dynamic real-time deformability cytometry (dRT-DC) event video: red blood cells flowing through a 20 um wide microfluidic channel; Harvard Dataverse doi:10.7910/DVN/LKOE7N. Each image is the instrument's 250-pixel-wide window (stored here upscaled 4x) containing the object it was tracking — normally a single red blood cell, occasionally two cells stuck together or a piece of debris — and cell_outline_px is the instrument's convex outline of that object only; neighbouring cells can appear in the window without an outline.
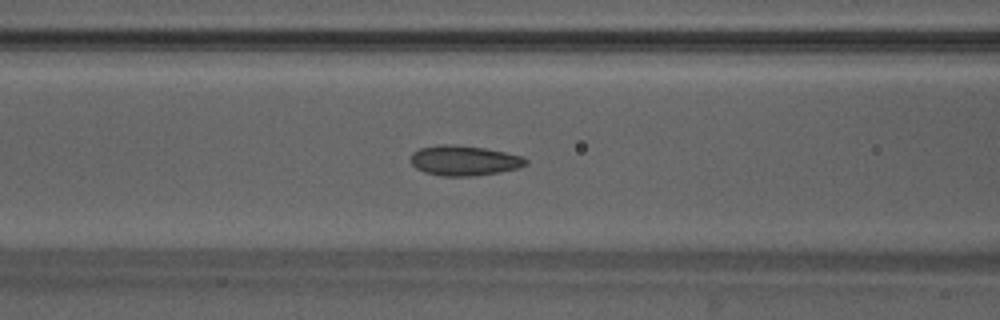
{"species": "Egyptian fruit bat (a non-hibernating species)", "species_latin": "Rousettus aegyptiacus", "temperature_condition": "warm", "stored_images_in_passage": 48, "camera_frame_rate_fps": 3000, "um_per_image_px": 0.085, "animal": {"sex": "male"}, "frame": {"image": 1, "passage_image": 19, "time_ms": 6.0, "image_size_px": [1000, 320], "cell_outline_px": [[528, 164], [516, 168], [500, 172], [472, 176], [444, 176], [424, 172], [416, 168], [408, 160], [412, 152], [420, 148], [436, 144], [448, 144], [484, 148], [524, 156], [528, 160]], "centroid_in_image_um": [39.42, 13.64], "position_along_channel_um": 127.2, "area_um2": 20.29}}
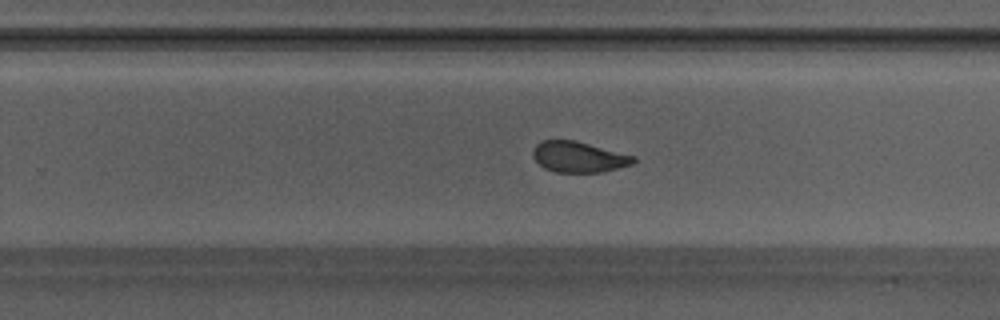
{"frame": {"image": 2, "passage_image": 30, "time_ms": 9.667, "image_size_px": [1000, 320], "cell_outline_px": [[636, 160], [632, 164], [604, 172], [556, 172], [544, 168], [532, 156], [532, 152], [536, 144], [540, 140], [576, 140], [636, 156]], "centroid_in_image_um": [49.19, 13.33], "position_along_channel_um": 280.6, "area_um2": 18.15}}
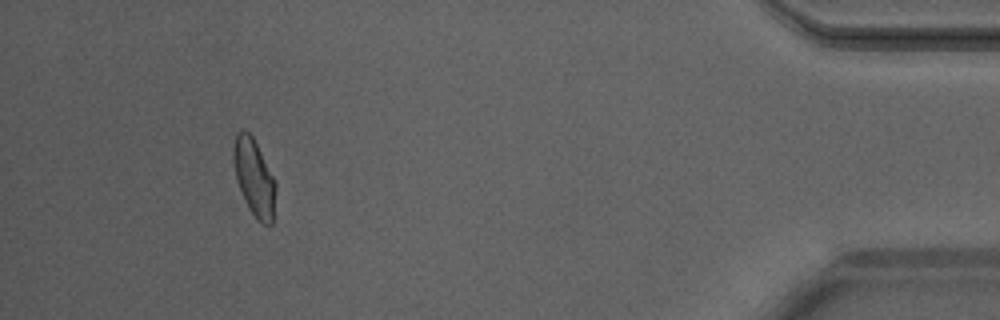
{"frame": {"image": 3, "passage_image": 44, "time_ms": 14.333, "image_size_px": [1000, 320], "cell_outline_px": [[276, 188], [272, 224], [260, 224], [256, 220], [248, 208], [236, 180], [232, 160], [232, 148], [236, 132], [244, 128], [252, 136], [276, 180]], "centroid_in_image_um": [21.58, 15.08], "position_along_channel_um": 413.6, "area_um2": 19.31}, "authors_computed_cell_mechanics": {"area_um2": 19.5364, "velocity_mm_per_s": 4.1923, "shape_relaxation_time_tau1_ms": null, "shape_relaxation_time_tau2_ms": 0.955, "deformation_change_tau1": null, "deformation_change_tau2": 0.0549}}